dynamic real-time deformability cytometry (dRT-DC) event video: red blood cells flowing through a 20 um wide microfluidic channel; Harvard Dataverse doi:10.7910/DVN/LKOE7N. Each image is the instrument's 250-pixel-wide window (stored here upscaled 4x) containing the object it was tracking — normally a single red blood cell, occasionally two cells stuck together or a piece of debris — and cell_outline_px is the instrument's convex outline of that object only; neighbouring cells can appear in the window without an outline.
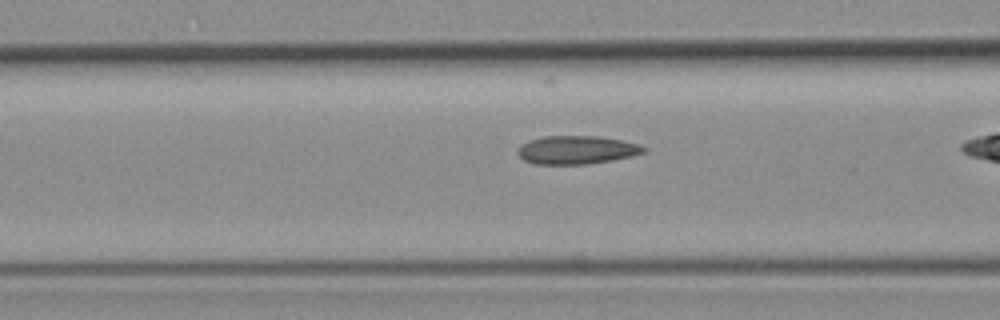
{"species": "common noctule bat (a hibernating species)", "species_latin": "Nyctalus noctula", "temperature_condition": "room temperature", "stored_images_in_passage": 23, "camera_frame_rate_fps": 3000, "um_per_image_px": 0.085, "animal": {"sex": "female", "body_mass_g": 19.3, "forearm_length_mm": 54.1}, "frame": {"image": 1, "passage_image": 17, "time_ms": 5.333, "image_size_px": [1000, 320], "cell_outline_px": [[640, 152], [624, 156], [604, 160], [572, 164], [548, 164], [528, 160], [520, 152], [520, 148], [536, 140], [560, 136], [568, 136], [612, 140], [632, 144], [640, 148]], "centroid_in_image_um": [48.93, 12.76], "position_along_channel_um": 117.7, "area_um2": 17.69}}
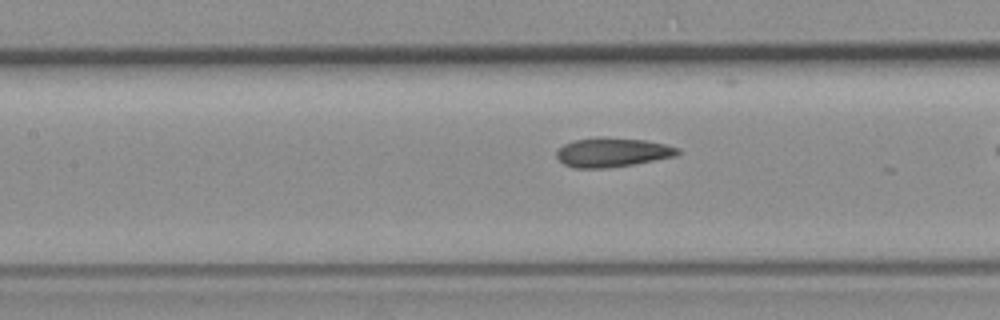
{"frame": {"image": 2, "passage_image": 20, "time_ms": 6.333, "image_size_px": [1000, 320], "cell_outline_px": [[676, 152], [664, 156], [624, 164], [568, 164], [560, 156], [560, 152], [568, 144], [584, 140], [636, 140], [656, 144], [672, 148]], "centroid_in_image_um": [52.03, 12.91], "position_along_channel_um": 155.4, "area_um2": 15.9}}